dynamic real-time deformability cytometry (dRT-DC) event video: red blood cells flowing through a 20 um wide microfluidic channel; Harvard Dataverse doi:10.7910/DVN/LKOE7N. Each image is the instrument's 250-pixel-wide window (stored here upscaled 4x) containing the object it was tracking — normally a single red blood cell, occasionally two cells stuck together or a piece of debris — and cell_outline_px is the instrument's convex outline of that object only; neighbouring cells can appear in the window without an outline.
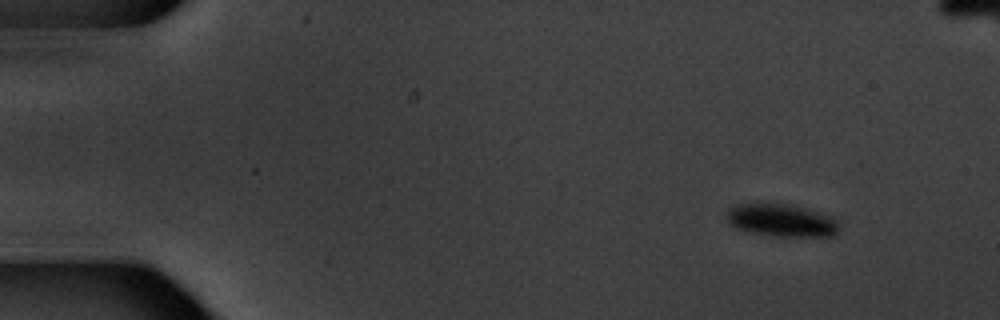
{"species": "common noctule bat (a hibernating species)", "species_latin": "Nyctalus noctula", "temperature_condition": "warm", "stored_images_in_passage": 10, "camera_frame_rate_fps": 3000, "um_per_image_px": 0.085, "animal": {"sex": "male", "body_mass_g": 20.1, "forearm_length_mm": 53.5}, "frame": {"image": 1, "passage_image": 1, "time_ms": 0.0, "image_size_px": [1000, 320], "cell_outline_px": [[840, 224], [836, 236], [772, 236], [744, 232], [728, 224], [724, 216], [736, 204], [788, 204], [804, 208], [832, 216]], "centroid_in_image_um": [66.4, 18.75], "position_along_channel_um": 18.6, "area_um2": 21.56}}
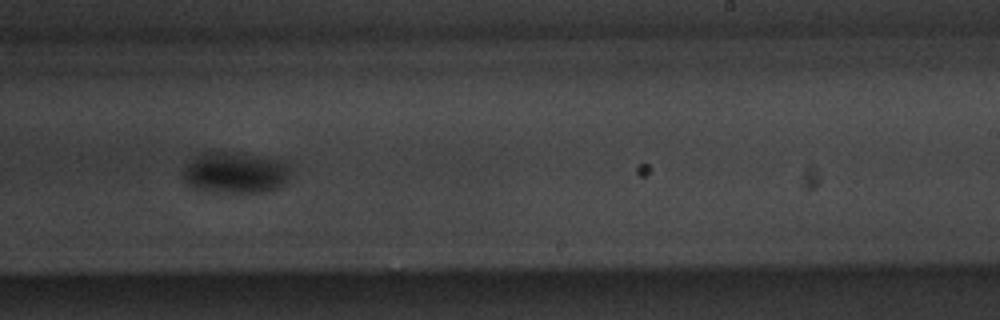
{"frame": {"image": 2, "passage_image": 9, "time_ms": 10.333, "image_size_px": [1000, 320], "cell_outline_px": [[288, 180], [284, 184], [276, 188], [264, 192], [216, 192], [196, 188], [188, 184], [184, 180], [184, 168], [196, 156], [204, 152], [228, 152], [256, 156], [276, 160], [284, 164], [288, 172]], "centroid_in_image_um": [19.95, 14.69], "position_along_channel_um": 269.0, "area_um2": 25.03}}